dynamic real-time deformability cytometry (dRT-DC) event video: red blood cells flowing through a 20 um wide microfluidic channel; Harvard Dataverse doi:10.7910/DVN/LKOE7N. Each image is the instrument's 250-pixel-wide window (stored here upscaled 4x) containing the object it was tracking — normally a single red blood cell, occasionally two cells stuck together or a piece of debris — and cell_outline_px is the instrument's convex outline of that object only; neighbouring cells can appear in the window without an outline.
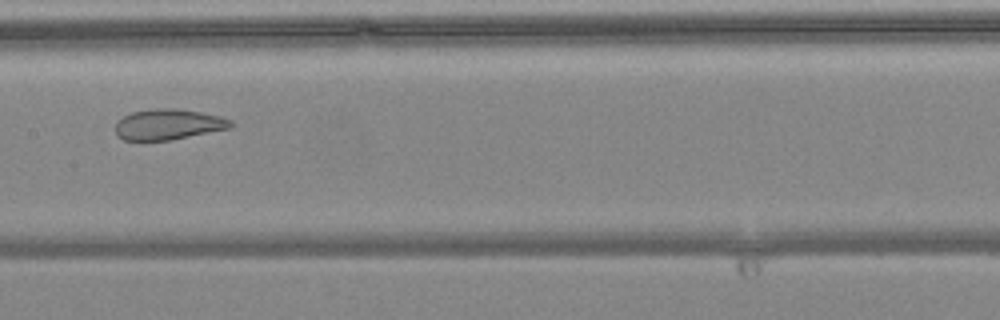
{"species": "common noctule bat (a hibernating species)", "species_latin": "Nyctalus noctula", "temperature_condition": "warm", "stored_images_in_passage": 6, "camera_frame_rate_fps": 3000, "um_per_image_px": 0.085, "animal": {"sex": "female", "body_mass_g": 24.6, "forearm_length_mm": 56.2}, "frame": {"image": 1, "passage_image": 6, "time_ms": 1.667, "image_size_px": [1000, 320], "cell_outline_px": [[236, 124], [232, 128], [172, 140], [124, 140], [116, 132], [116, 120], [132, 112], [156, 108], [168, 108], [200, 112], [220, 116], [232, 120]], "centroid_in_image_um": [14.36, 10.58], "position_along_channel_um": 193.0, "area_um2": 20.63}}